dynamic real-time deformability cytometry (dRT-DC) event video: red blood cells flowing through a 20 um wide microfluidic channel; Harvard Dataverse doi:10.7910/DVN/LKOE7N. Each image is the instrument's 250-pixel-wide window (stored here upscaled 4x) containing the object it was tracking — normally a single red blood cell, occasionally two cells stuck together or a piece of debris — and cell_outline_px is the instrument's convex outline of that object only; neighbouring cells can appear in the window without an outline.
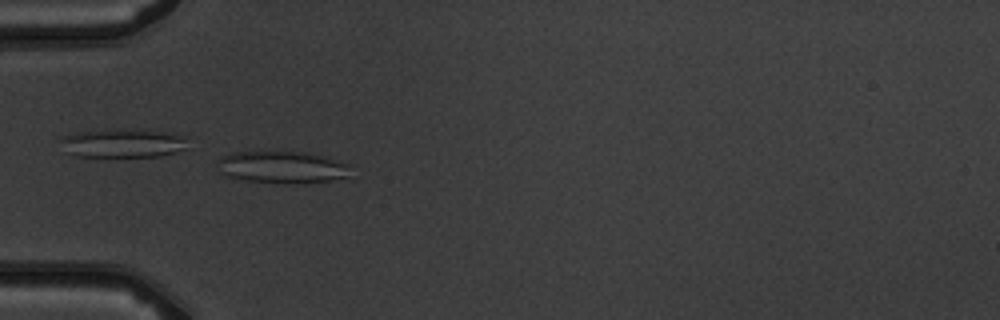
{"species": "common noctule bat (a hibernating species)", "species_latin": "Nyctalus noctula", "temperature_condition": "warm", "stored_images_in_passage": 3, "camera_frame_rate_fps": 3000, "um_per_image_px": 0.085, "animal": {"sex": "male", "body_mass_g": 19.5, "forearm_length_mm": 54.6}, "frame": {"image": 1, "passage_image": 2, "time_ms": 1.333, "image_size_px": [1000, 320], "cell_outline_px": [[352, 180], [292, 184], [284, 184], [248, 180], [224, 176], [216, 172], [216, 160], [220, 156], [232, 152], [276, 148], [304, 152], [328, 156], [352, 164]], "centroid_in_image_um": [24.06, 14.18], "position_along_channel_um": 60.9, "area_um2": 27.4}}